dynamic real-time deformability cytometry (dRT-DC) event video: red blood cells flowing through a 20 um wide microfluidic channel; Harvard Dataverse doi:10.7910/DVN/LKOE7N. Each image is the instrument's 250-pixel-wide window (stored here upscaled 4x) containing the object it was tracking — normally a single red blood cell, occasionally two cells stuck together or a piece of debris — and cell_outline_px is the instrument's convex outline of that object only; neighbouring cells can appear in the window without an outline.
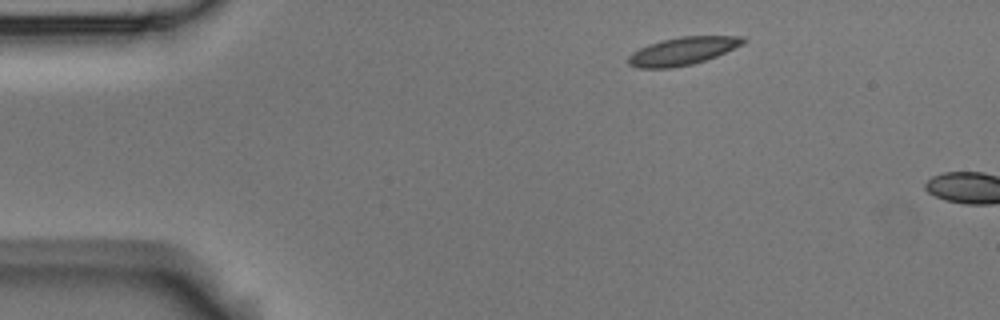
{"species": "Egyptian fruit bat (a non-hibernating species)", "species_latin": "Rousettus aegyptiacus", "temperature_condition": "room temperature", "stored_images_in_passage": 2, "camera_frame_rate_fps": 3000, "um_per_image_px": 0.085, "animal": {"sex": "male"}, "frame": {"image": 1, "passage_image": 1, "time_ms": 0.0, "image_size_px": [1000, 320], "cell_outline_px": [[748, 40], [744, 44], [716, 56], [692, 64], [672, 68], [636, 68], [628, 64], [628, 56], [632, 52], [648, 44], [680, 36], [744, 36]], "centroid_in_image_um": [58.03, 4.34], "position_along_channel_um": 27.0, "area_um2": 18.67}}